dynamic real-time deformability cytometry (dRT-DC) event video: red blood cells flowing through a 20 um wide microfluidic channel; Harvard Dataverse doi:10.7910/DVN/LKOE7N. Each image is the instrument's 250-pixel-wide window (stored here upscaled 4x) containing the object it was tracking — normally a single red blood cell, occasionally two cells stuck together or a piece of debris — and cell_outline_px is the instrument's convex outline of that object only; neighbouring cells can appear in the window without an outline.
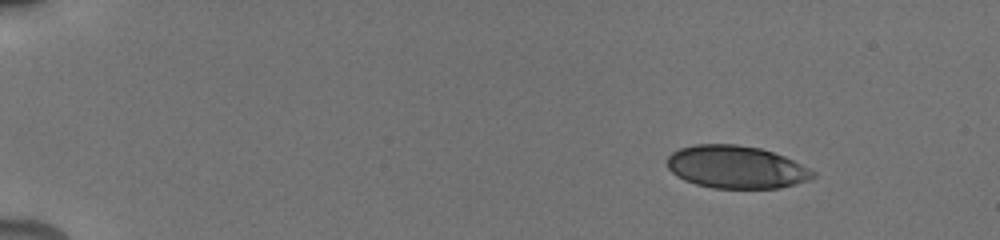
{"species": "human", "species_latin": "Homo sapiens", "temperature_condition": "cold", "stored_images_in_passage": 27, "camera_frame_rate_fps": 3000, "um_per_image_px": 0.085, "donor": {"sex": "male"}, "frame": {"image": 1, "passage_image": 1, "time_ms": 0.0, "image_size_px": [1000, 240], "cell_outline_px": [[816, 176], [808, 180], [796, 184], [780, 188], [712, 188], [696, 184], [684, 180], [676, 176], [668, 168], [668, 156], [672, 152], [680, 148], [696, 144], [736, 144], [760, 148], [784, 156], [816, 172]], "centroid_in_image_um": [62.57, 14.2], "position_along_channel_um": 22.4, "area_um2": 36.24}}
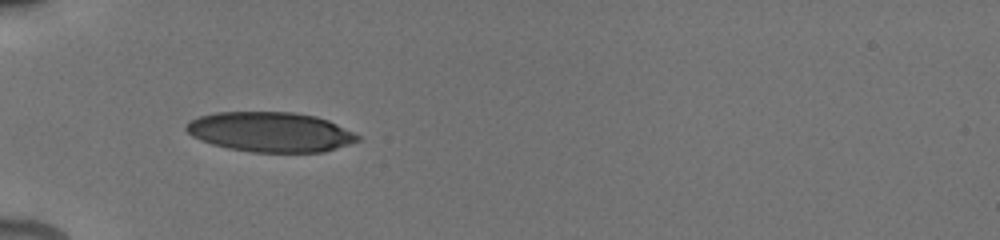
{"frame": {"image": 2, "passage_image": 26, "time_ms": 4.0, "image_size_px": [1000, 240], "cell_outline_px": [[360, 140], [324, 152], [252, 152], [228, 148], [212, 144], [200, 140], [192, 136], [184, 128], [184, 124], [200, 116], [216, 112], [296, 112], [316, 116], [328, 120], [360, 136]], "centroid_in_image_um": [22.96, 11.21], "position_along_channel_um": 62.0, "area_um2": 39.77}}